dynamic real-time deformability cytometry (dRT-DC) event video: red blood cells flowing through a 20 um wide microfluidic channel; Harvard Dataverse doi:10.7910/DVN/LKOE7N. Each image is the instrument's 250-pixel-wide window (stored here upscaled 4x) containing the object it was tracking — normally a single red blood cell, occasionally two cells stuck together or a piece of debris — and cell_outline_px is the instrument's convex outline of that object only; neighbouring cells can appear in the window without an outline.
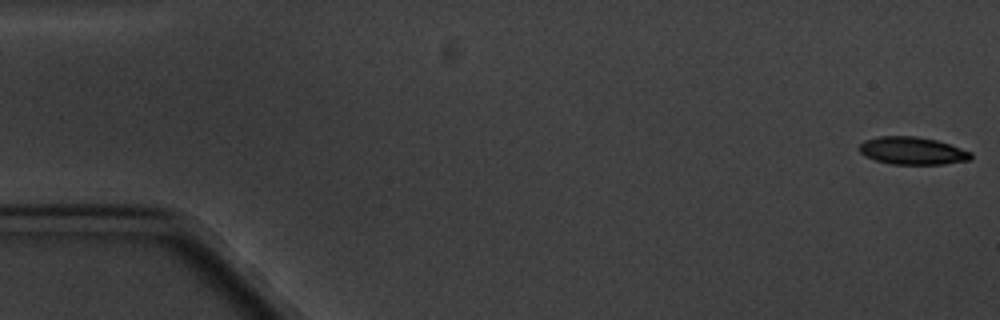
{"species": "common noctule bat (a hibernating species)", "species_latin": "Nyctalus noctula", "temperature_condition": "cold", "stored_images_in_passage": 9, "camera_frame_rate_fps": 3000, "um_per_image_px": 0.085, "animal": {"sex": "male", "body_mass_g": 20.1, "forearm_length_mm": 53.5}, "frame": {"image": 1, "passage_image": 1, "time_ms": 0.0, "image_size_px": [1000, 320], "cell_outline_px": [[972, 160], [944, 164], [892, 164], [876, 160], [864, 156], [856, 148], [864, 140], [880, 136], [916, 136], [936, 140], [972, 152]], "centroid_in_image_um": [77.53, 12.82], "position_along_channel_um": 7.5, "area_um2": 18.03}}
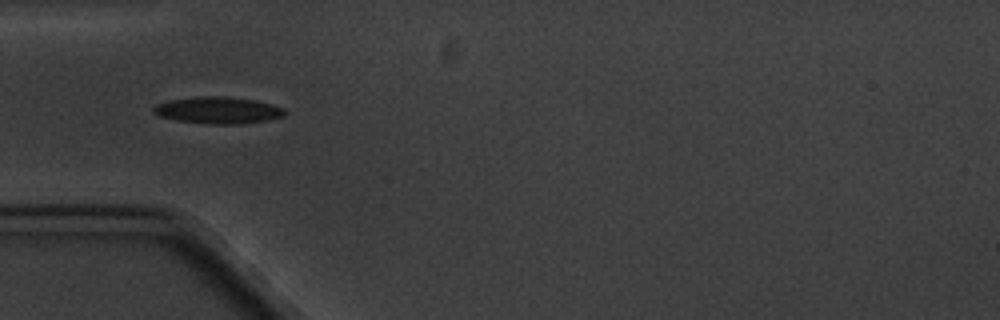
{"frame": {"image": 2, "passage_image": 6, "time_ms": 5.667, "image_size_px": [1000, 320], "cell_outline_px": [[284, 116], [268, 120], [240, 124], [208, 124], [176, 120], [160, 116], [152, 112], [152, 108], [156, 104], [168, 100], [196, 96], [220, 96], [252, 100], [284, 108]], "centroid_in_image_um": [18.47, 9.37], "position_along_channel_um": 66.5, "area_um2": 20.35}}